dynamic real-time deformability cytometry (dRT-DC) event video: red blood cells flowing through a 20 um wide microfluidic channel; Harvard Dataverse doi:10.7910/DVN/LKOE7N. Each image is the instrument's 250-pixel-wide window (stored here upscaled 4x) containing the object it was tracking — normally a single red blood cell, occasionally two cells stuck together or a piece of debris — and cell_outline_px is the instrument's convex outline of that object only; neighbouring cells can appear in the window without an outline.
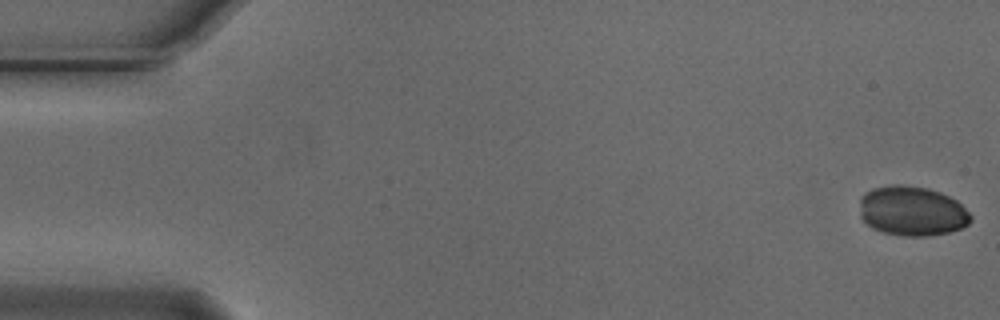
{"species": "Egyptian fruit bat (a non-hibernating species)", "species_latin": "Rousettus aegyptiacus", "temperature_condition": "cold", "stored_images_in_passage": 48, "camera_frame_rate_fps": 3000, "um_per_image_px": 0.085, "animal": {"sex": "male"}, "frame": {"image": 1, "passage_image": 1, "time_ms": 0.0, "image_size_px": [1000, 320], "cell_outline_px": [[972, 220], [968, 224], [960, 228], [948, 232], [928, 236], [904, 236], [884, 232], [872, 228], [860, 216], [860, 200], [864, 192], [872, 188], [892, 184], [900, 184], [928, 188], [940, 192], [956, 200], [972, 216]], "centroid_in_image_um": [77.51, 17.93], "position_along_channel_um": 7.5, "area_um2": 32.19}}
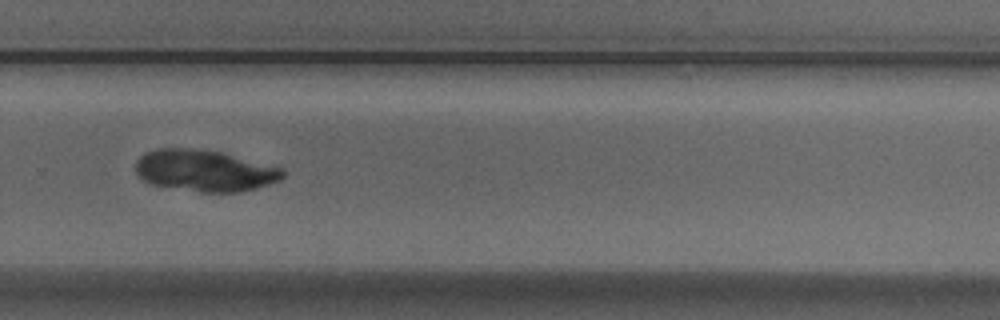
{"frame": {"image": 2, "passage_image": 37, "time_ms": 12.0, "image_size_px": [1000, 320], "cell_outline_px": [[288, 172], [280, 180], [244, 192], [200, 192], [152, 184], [144, 180], [136, 172], [136, 160], [144, 152], [156, 148], [188, 148], [220, 152], [284, 168]], "centroid_in_image_um": [17.42, 14.5], "position_along_channel_um": 312.4, "area_um2": 35.66}}
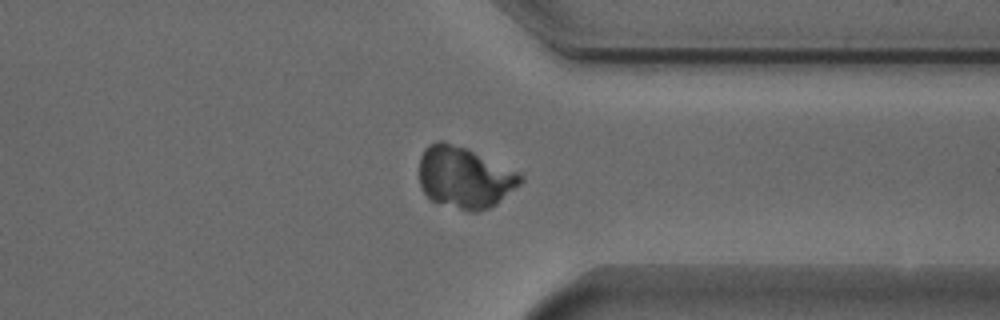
{"frame": {"image": 3, "passage_image": 42, "time_ms": 13.667, "image_size_px": [1000, 320], "cell_outline_px": [[524, 180], [520, 184], [496, 204], [488, 208], [476, 212], [468, 212], [432, 200], [424, 192], [420, 184], [420, 156], [424, 148], [428, 144], [436, 140], [444, 140], [468, 148], [520, 172], [524, 176]], "centroid_in_image_um": [39.5, 15.05], "position_along_channel_um": 371.9, "area_um2": 36.59}}